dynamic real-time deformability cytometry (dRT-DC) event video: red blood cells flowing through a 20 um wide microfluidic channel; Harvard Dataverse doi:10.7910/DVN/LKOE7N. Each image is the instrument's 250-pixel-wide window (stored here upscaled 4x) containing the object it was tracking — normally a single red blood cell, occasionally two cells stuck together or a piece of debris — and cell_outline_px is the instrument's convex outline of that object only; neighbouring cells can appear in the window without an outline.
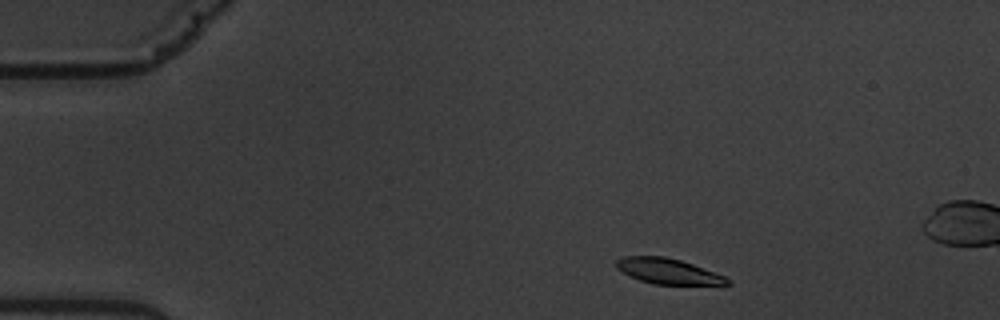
{"species": "common noctule bat (a hibernating species)", "species_latin": "Nyctalus noctula", "temperature_condition": "warm", "stored_images_in_passage": 4, "camera_frame_rate_fps": 3000, "um_per_image_px": 0.085, "animal": {"sex": "male", "body_mass_g": 19.5, "forearm_length_mm": 54.6}, "frame": {"image": 1, "passage_image": 1, "time_ms": 0.0, "image_size_px": [1000, 320], "cell_outline_px": [[732, 284], [724, 288], [652, 284], [640, 280], [616, 268], [616, 260], [624, 256], [664, 256], [680, 260], [692, 264], [724, 276], [732, 280]], "centroid_in_image_um": [56.97, 23.13], "position_along_channel_um": 28.0, "area_um2": 17.34}}